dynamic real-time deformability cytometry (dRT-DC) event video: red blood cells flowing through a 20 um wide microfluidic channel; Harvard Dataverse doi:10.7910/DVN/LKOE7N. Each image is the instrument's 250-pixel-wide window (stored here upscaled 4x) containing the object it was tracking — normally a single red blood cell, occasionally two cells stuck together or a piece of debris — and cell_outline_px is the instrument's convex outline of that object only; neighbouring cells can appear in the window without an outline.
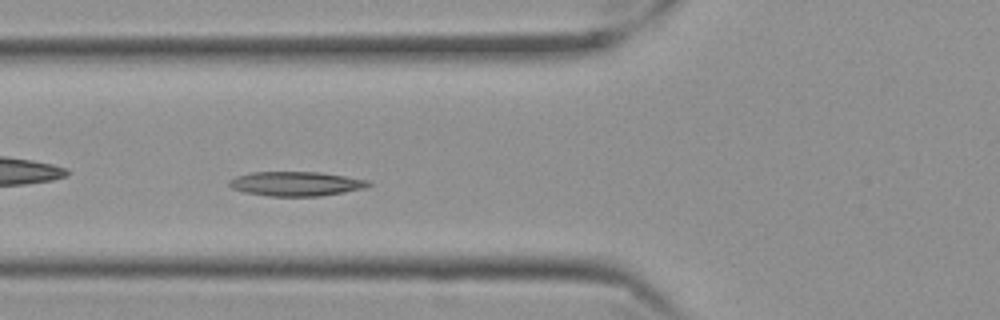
{"species": "Egyptian fruit bat (a non-hibernating species)", "species_latin": "Rousettus aegyptiacus", "temperature_condition": "cold", "stored_images_in_passage": 42, "camera_frame_rate_fps": 3000, "um_per_image_px": 0.085, "frame": {"image": 1, "passage_image": 6, "time_ms": 1.667, "image_size_px": [1000, 320], "cell_outline_px": [[372, 184], [364, 188], [344, 192], [320, 196], [268, 196], [244, 192], [232, 188], [228, 184], [228, 180], [236, 176], [248, 172], [320, 172], [368, 180]], "centroid_in_image_um": [25.12, 15.61], "position_along_channel_um": 100.7, "area_um2": 19.83}}
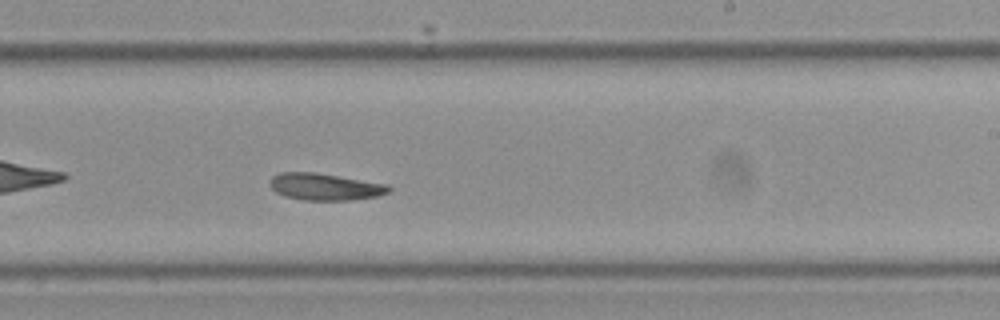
{"frame": {"image": 2, "passage_image": 20, "time_ms": 6.333, "image_size_px": [1000, 320], "cell_outline_px": [[392, 188], [388, 192], [376, 196], [352, 200], [304, 200], [284, 196], [276, 192], [268, 184], [268, 180], [272, 176], [280, 172], [316, 172], [388, 184]], "centroid_in_image_um": [27.59, 15.86], "position_along_channel_um": 261.4, "area_um2": 18.79}}
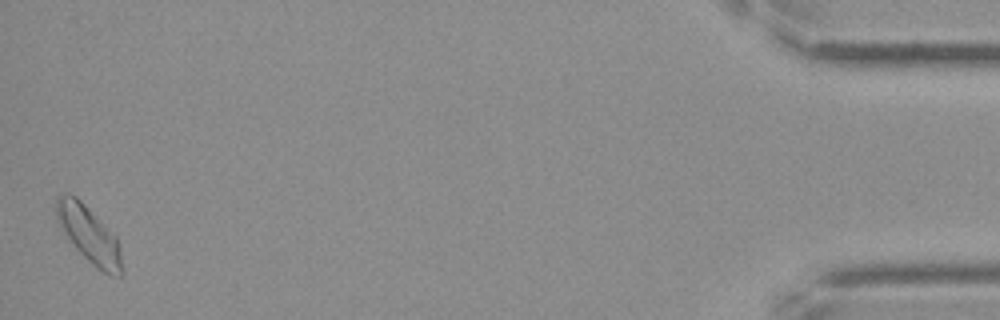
{"frame": {"image": 3, "passage_image": 42, "time_ms": 13.667, "image_size_px": [1000, 320], "cell_outline_px": [[124, 272], [120, 276], [112, 276], [96, 268], [76, 248], [56, 220], [56, 200], [64, 192], [68, 192], [76, 196], [116, 236], [120, 244]], "centroid_in_image_um": [7.61, 19.96], "position_along_channel_um": 427.6, "area_um2": 21.5}}